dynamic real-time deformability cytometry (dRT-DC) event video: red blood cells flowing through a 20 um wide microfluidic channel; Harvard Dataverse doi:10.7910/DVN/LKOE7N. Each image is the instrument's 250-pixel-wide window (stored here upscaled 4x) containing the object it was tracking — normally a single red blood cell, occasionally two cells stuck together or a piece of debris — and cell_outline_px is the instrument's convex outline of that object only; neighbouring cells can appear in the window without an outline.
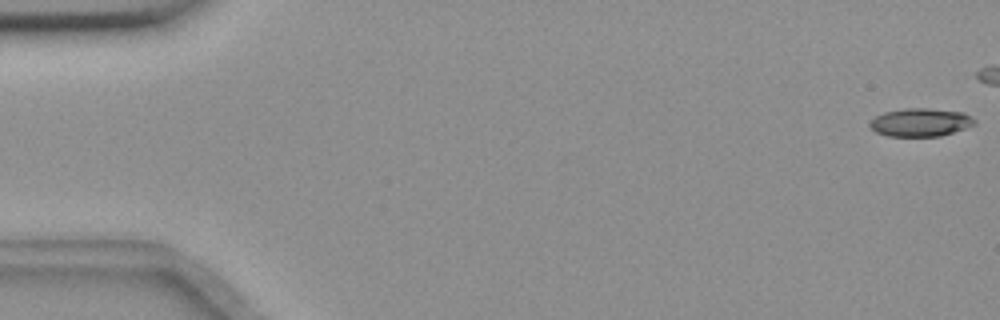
{"species": "common noctule bat (a hibernating species)", "species_latin": "Nyctalus noctula", "temperature_condition": "room temperature", "stored_images_in_passage": 12, "camera_frame_rate_fps": 3000, "um_per_image_px": 0.085, "animal": {"sex": "female", "body_mass_g": 18.4}, "frame": {"image": 1, "passage_image": 1, "time_ms": 0.0, "image_size_px": [1000, 320], "cell_outline_px": [[976, 124], [940, 136], [888, 136], [876, 132], [868, 124], [876, 116], [884, 112], [904, 108], [928, 108], [964, 112], [972, 116], [976, 120]], "centroid_in_image_um": [78.26, 10.39], "position_along_channel_um": 6.7, "area_um2": 17.17}}